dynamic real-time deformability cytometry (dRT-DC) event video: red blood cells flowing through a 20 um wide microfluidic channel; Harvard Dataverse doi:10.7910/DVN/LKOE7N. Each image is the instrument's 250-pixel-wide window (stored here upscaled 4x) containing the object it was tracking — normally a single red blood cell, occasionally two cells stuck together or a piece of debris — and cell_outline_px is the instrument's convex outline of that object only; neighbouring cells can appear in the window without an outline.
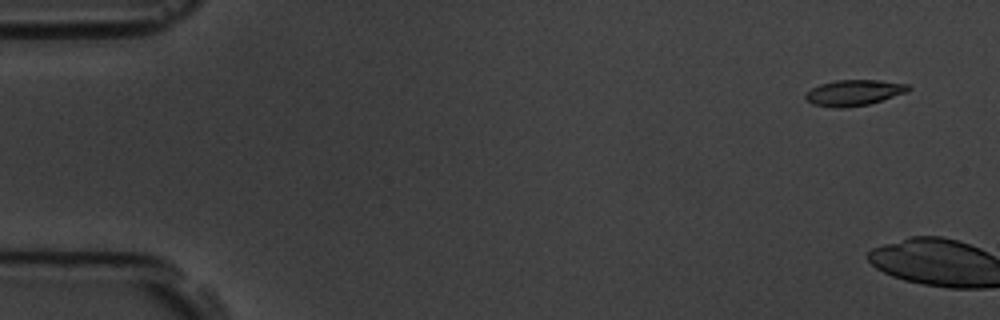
{"species": "common noctule bat (a hibernating species)", "species_latin": "Nyctalus noctula", "temperature_condition": "room temperature", "stored_images_in_passage": 2, "camera_frame_rate_fps": 3000, "um_per_image_px": 0.085, "animal": {"sex": "male", "body_mass_g": 19.5, "forearm_length_mm": 54.6}, "frame": {"image": 1, "passage_image": 1, "time_ms": 0.0, "image_size_px": [1000, 320], "cell_outline_px": [[912, 88], [908, 92], [868, 104], [844, 108], [832, 108], [812, 104], [804, 96], [812, 88], [820, 84], [836, 80], [880, 80], [908, 84]], "centroid_in_image_um": [72.6, 7.88], "position_along_channel_um": 12.4, "area_um2": 15.49}}